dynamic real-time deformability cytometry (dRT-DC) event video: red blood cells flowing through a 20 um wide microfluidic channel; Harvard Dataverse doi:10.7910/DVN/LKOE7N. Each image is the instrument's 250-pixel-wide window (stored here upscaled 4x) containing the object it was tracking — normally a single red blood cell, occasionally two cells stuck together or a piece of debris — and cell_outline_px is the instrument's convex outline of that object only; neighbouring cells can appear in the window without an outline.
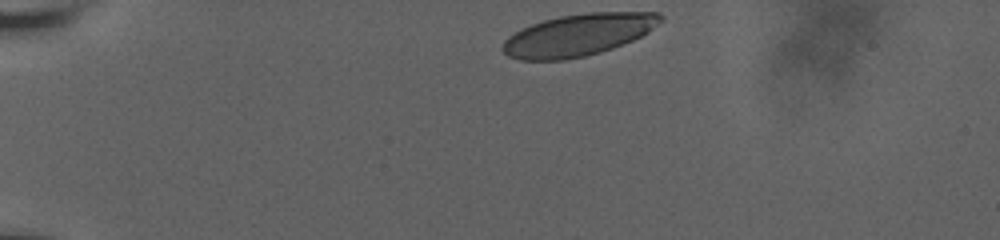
{"species": "human", "species_latin": "Homo sapiens", "temperature_condition": "room temperature", "stored_images_in_passage": 26, "camera_frame_rate_fps": 3000, "um_per_image_px": 0.085, "donor": {"sex": "male"}, "frame": {"image": 1, "passage_image": 1, "time_ms": 0.0, "image_size_px": [1000, 240], "cell_outline_px": [[664, 20], [648, 32], [632, 40], [612, 48], [600, 52], [584, 56], [564, 60], [520, 60], [508, 56], [500, 48], [504, 40], [508, 36], [520, 28], [544, 20], [560, 16], [588, 12], [660, 12], [664, 16]], "centroid_in_image_um": [49.14, 2.96], "position_along_channel_um": 35.9, "area_um2": 38.73}}
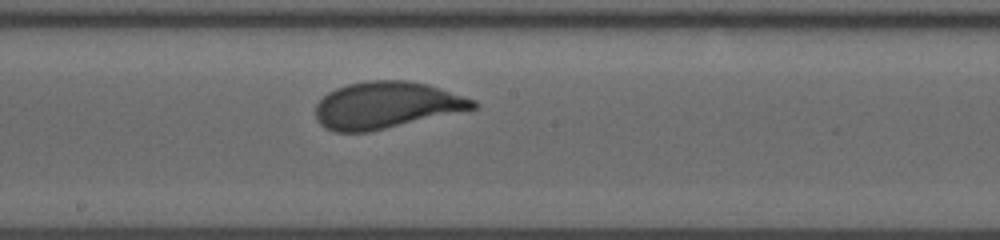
{"frame": {"image": 2, "passage_image": 15, "time_ms": 7.0, "image_size_px": [1000, 240], "cell_outline_px": [[480, 104], [476, 108], [368, 132], [336, 132], [324, 128], [316, 120], [316, 104], [328, 92], [336, 88], [348, 84], [368, 80], [408, 80], [428, 84], [476, 100]], "centroid_in_image_um": [32.82, 8.93], "position_along_channel_um": 215.4, "area_um2": 42.83}}
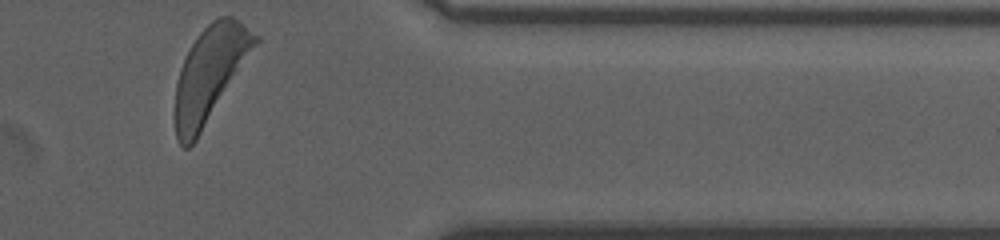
{"frame": {"image": 3, "passage_image": 26, "time_ms": 12.333, "image_size_px": [1000, 240], "cell_outline_px": [[260, 40], [196, 140], [188, 148], [184, 148], [180, 144], [176, 136], [176, 84], [180, 68], [192, 44], [200, 32], [212, 20], [220, 16], [232, 16], [240, 20], [260, 36]], "centroid_in_image_um": [17.87, 6.24], "position_along_channel_um": 393.5, "area_um2": 43.47}, "authors_computed_cell_mechanics": {"area_um2": 42.2807, "velocity_mm_per_s": 3.6172, "shape_relaxation_time_tau1_ms": 3.0114, "shape_relaxation_time_tau2_ms": null, "deformation_change_tau1": 0.1525, "deformation_change_tau2": null}}